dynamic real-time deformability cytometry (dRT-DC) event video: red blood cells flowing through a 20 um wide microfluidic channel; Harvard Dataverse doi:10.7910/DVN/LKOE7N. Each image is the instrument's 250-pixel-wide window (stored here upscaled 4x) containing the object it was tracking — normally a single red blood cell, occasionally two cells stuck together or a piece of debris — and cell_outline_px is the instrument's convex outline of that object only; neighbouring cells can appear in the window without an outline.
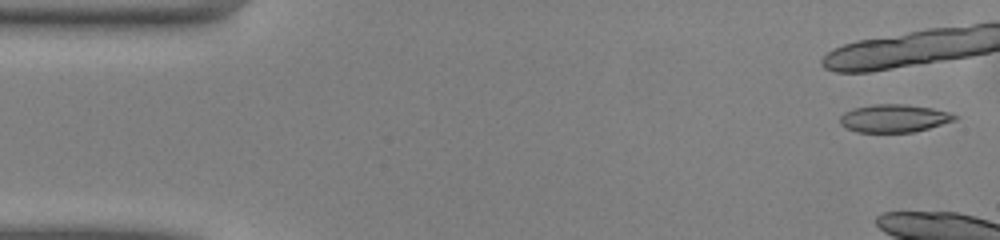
{"species": "common noctule bat (a hibernating species)", "species_latin": "Nyctalus noctula", "temperature_condition": "warm", "stored_images_in_passage": 8, "camera_frame_rate_fps": 3000, "um_per_image_px": 0.085, "animal": {"sex": "male", "body_mass_g": 13.0, "forearm_length_mm": 53.1}, "frame": {"image": 1, "passage_image": 2, "time_ms": 0.333, "image_size_px": [1000, 240], "cell_outline_px": [[956, 120], [928, 128], [912, 132], [856, 132], [840, 124], [840, 116], [844, 112], [852, 108], [876, 104], [908, 104], [932, 108], [948, 112], [956, 116]], "centroid_in_image_um": [75.97, 10.05], "position_along_channel_um": 9.0, "area_um2": 18.55}}